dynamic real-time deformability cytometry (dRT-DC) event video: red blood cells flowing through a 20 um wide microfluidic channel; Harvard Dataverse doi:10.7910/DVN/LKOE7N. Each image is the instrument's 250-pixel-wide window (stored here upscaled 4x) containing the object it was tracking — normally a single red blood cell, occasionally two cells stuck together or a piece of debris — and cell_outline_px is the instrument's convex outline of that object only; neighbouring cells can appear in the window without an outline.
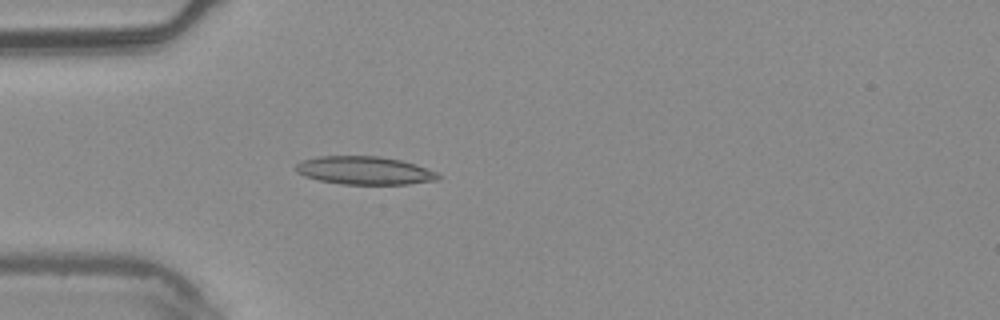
{"species": "common noctule bat (a hibernating species)", "species_latin": "Nyctalus noctula", "temperature_condition": "warm", "stored_images_in_passage": 4, "camera_frame_rate_fps": 3000, "um_per_image_px": 0.085, "animal": {"sex": "male", "body_mass_g": 20.4}, "frame": {"image": 1, "passage_image": 4, "time_ms": 1.0, "image_size_px": [1000, 320], "cell_outline_px": [[440, 180], [408, 184], [340, 184], [320, 180], [304, 176], [296, 172], [296, 164], [304, 160], [320, 156], [380, 156], [400, 160], [416, 164], [436, 172], [440, 176]], "centroid_in_image_um": [31.01, 14.49], "position_along_channel_um": 54.0, "area_um2": 23.29}}